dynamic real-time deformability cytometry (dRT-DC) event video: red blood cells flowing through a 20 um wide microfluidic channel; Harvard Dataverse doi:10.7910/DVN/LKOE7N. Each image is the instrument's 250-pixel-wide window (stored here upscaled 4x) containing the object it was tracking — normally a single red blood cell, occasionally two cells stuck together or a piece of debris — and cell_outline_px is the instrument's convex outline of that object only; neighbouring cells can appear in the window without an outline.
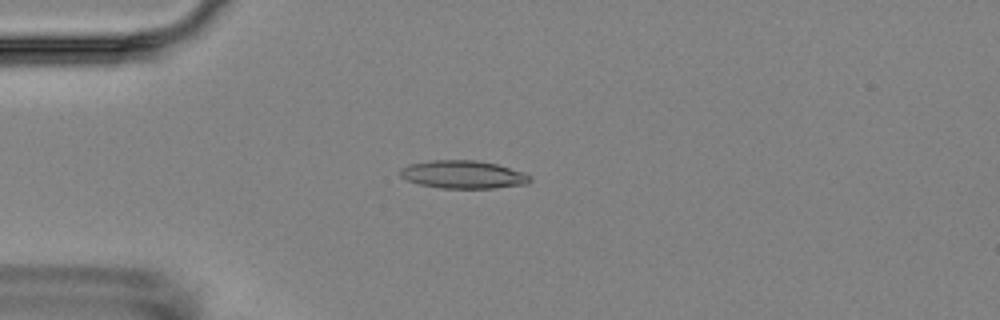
{"species": "Egyptian fruit bat (a non-hibernating species)", "species_latin": "Rousettus aegyptiacus", "temperature_condition": "room temperature", "stored_images_in_passage": 5, "camera_frame_rate_fps": 3000, "um_per_image_px": 0.085, "animal": {"sex": "female"}, "frame": {"image": 1, "passage_image": 1, "time_ms": 0.0, "image_size_px": [1000, 320], "cell_outline_px": [[532, 180], [528, 184], [496, 188], [440, 188], [420, 184], [408, 180], [400, 176], [400, 168], [408, 164], [432, 160], [476, 160], [496, 164], [524, 172], [532, 176]], "centroid_in_image_um": [39.4, 14.83], "position_along_channel_um": 45.6, "area_um2": 21.27}}
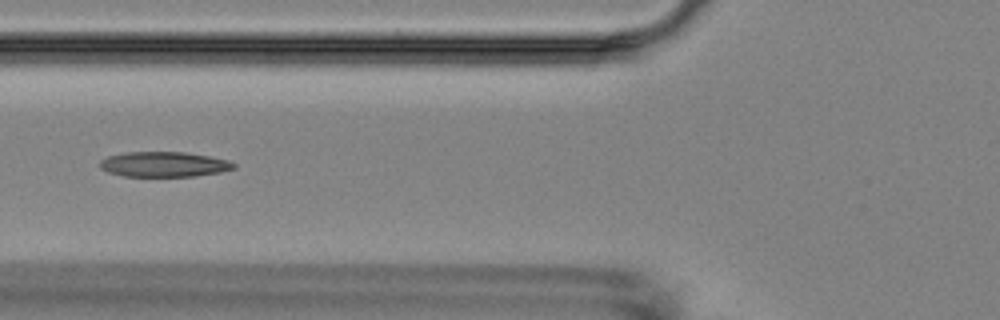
{"frame": {"image": 2, "passage_image": 3, "time_ms": 2.333, "image_size_px": [1000, 320], "cell_outline_px": [[236, 168], [220, 172], [196, 176], [124, 176], [108, 172], [100, 168], [100, 160], [108, 156], [124, 152], [184, 152], [208, 156], [228, 160], [236, 164]], "centroid_in_image_um": [13.93, 13.96], "position_along_channel_um": 111.9, "area_um2": 19.59}}
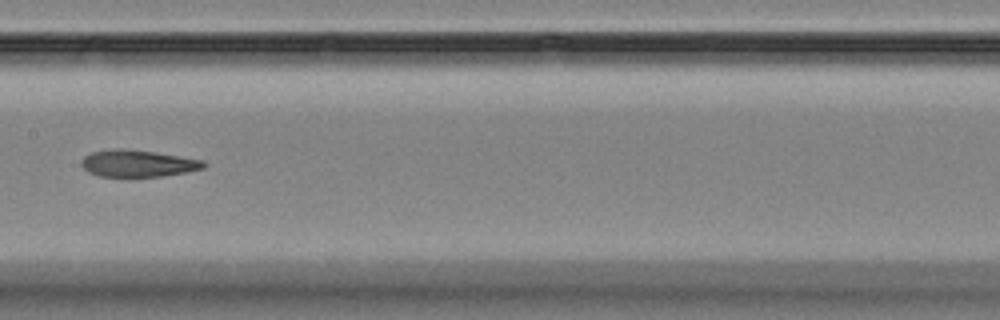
{"frame": {"image": 3, "passage_image": 5, "time_ms": 4.667, "image_size_px": [1000, 320], "cell_outline_px": [[208, 164], [204, 168], [184, 172], [160, 176], [100, 176], [88, 172], [80, 164], [80, 160], [84, 156], [92, 152], [112, 148], [124, 148], [180, 156], [204, 160]], "centroid_in_image_um": [11.69, 13.88], "position_along_channel_um": 195.7, "area_um2": 19.07}}